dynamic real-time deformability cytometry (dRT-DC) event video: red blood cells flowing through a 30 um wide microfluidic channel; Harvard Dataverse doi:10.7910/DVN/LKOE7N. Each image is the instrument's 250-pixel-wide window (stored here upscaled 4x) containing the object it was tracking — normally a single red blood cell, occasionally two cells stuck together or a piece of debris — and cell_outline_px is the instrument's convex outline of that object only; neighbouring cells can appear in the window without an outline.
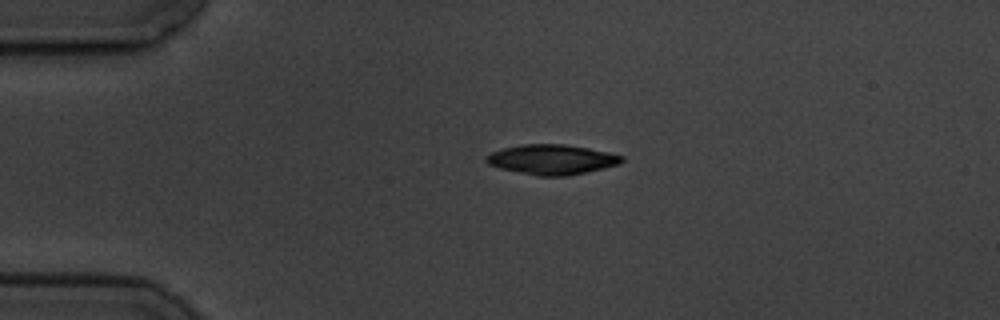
{"species": "common noctule bat (a hibernating species)", "species_latin": "Nyctalus noctula", "temperature_condition": "cold", "stored_images_in_passage": 4, "camera_frame_rate_fps": 3000, "um_per_image_px": 0.085, "animal": {"sex": "male", "body_mass_g": 19.5, "forearm_length_mm": 54.6}, "frame": {"image": 1, "passage_image": 3, "time_ms": 2.333, "image_size_px": [1000, 320], "cell_outline_px": [[624, 160], [620, 164], [568, 176], [536, 176], [500, 168], [488, 164], [484, 160], [492, 152], [504, 148], [520, 144], [564, 144], [588, 148], [608, 152], [624, 156]], "centroid_in_image_um": [46.92, 13.56], "position_along_channel_um": 38.1, "area_um2": 23.58}}